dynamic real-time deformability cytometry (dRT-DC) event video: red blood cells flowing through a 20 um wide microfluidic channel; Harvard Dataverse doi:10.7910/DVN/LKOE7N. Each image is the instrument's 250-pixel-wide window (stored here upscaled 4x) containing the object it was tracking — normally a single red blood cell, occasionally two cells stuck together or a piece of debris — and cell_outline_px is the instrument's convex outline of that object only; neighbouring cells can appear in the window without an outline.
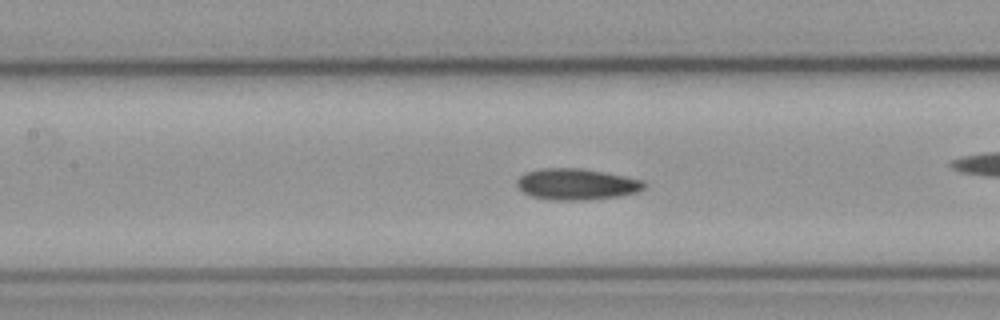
{"species": "common noctule bat (a hibernating species)", "species_latin": "Nyctalus noctula", "temperature_condition": "cold", "stored_images_in_passage": 55, "camera_frame_rate_fps": 3000, "um_per_image_px": 0.085, "animal": {"sex": "male", "body_mass_g": 23.1, "forearm_length_mm": 52.7}, "frame": {"image": 1, "passage_image": 24, "time_ms": 7.667, "image_size_px": [1000, 320], "cell_outline_px": [[648, 184], [644, 188], [636, 192], [616, 196], [584, 200], [552, 200], [532, 196], [524, 192], [516, 184], [516, 180], [524, 172], [540, 168], [580, 168], [604, 172], [644, 180]], "centroid_in_image_um": [48.99, 15.64], "position_along_channel_um": 158.4, "area_um2": 23.12}, "authors_computed_cell_mechanics": {"area_um2": 22.0796, "velocity_mm_per_s": 3.7768, "shape_relaxation_time_tau1_ms": 10.8679, "shape_relaxation_time_tau2_ms": 7.3035, "deformation_change_tau1": 0.173, "deformation_change_tau2": 0.0938}}